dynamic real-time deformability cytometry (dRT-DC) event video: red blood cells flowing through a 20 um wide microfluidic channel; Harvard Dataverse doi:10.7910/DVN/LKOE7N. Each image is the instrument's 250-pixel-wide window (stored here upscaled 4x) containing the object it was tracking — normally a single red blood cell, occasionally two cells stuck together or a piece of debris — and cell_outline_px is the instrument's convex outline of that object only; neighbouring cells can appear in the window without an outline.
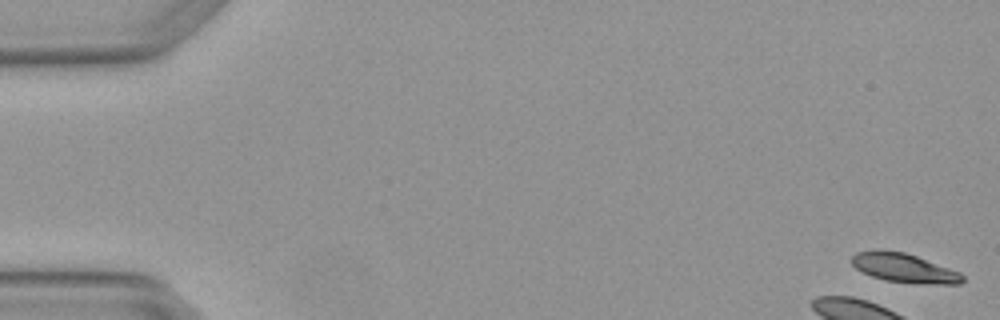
{"species": "Egyptian fruit bat (a non-hibernating species)", "species_latin": "Rousettus aegyptiacus", "temperature_condition": "warm", "stored_images_in_passage": 5, "camera_frame_rate_fps": 3000, "um_per_image_px": 0.085, "animal": {"sex": "female"}, "frame": {"image": 1, "passage_image": 1, "time_ms": 0.0, "image_size_px": [1000, 320], "cell_outline_px": [[964, 280], [960, 284], [936, 284], [884, 280], [872, 276], [856, 268], [852, 264], [852, 256], [856, 252], [876, 248], [904, 252], [916, 256], [960, 272], [964, 276]], "centroid_in_image_um": [76.83, 22.75], "position_along_channel_um": 8.2, "area_um2": 18.67}}